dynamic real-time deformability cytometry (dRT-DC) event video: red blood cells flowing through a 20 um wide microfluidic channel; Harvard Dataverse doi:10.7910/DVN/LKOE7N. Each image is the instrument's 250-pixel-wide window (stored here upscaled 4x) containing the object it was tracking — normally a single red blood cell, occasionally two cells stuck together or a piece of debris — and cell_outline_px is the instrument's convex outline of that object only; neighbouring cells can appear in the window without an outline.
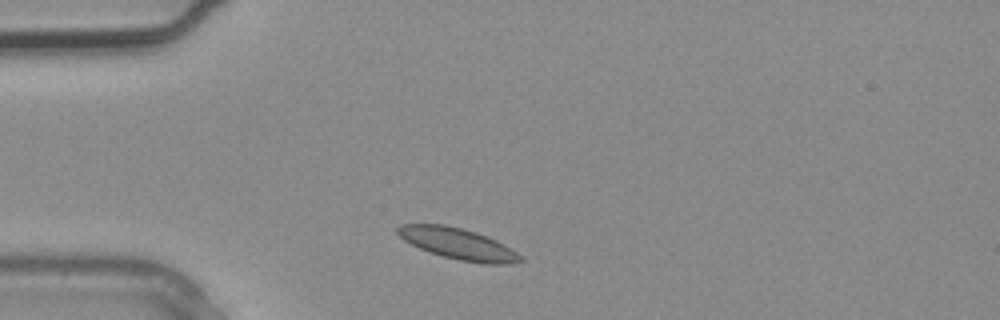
{"species": "common noctule bat (a hibernating species)", "species_latin": "Nyctalus noctula", "temperature_condition": "warm", "stored_images_in_passage": 1, "camera_frame_rate_fps": 3000, "um_per_image_px": 0.085, "animal": {"sex": "male", "body_mass_g": 20.4}, "frame": {"image": 1, "passage_image": 1, "time_ms": 0.0, "image_size_px": [1000, 320], "cell_outline_px": [[524, 260], [512, 264], [484, 264], [460, 260], [444, 256], [420, 248], [404, 240], [396, 232], [396, 228], [400, 224], [444, 224], [476, 232], [488, 236], [504, 244], [516, 252]], "centroid_in_image_um": [38.94, 20.71], "position_along_channel_um": 46.1, "area_um2": 22.14}}